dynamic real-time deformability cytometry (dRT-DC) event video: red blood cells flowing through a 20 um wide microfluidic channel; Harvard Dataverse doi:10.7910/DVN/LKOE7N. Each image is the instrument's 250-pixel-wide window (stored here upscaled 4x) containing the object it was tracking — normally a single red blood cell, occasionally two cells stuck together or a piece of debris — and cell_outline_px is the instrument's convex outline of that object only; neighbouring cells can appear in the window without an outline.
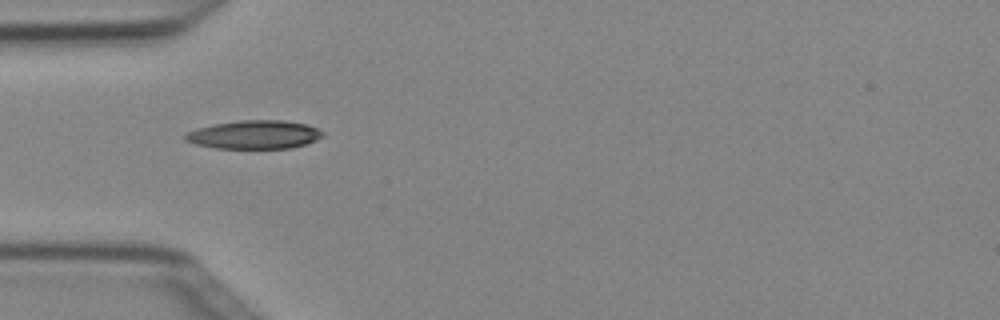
{"species": "Egyptian fruit bat (a non-hibernating species)", "species_latin": "Rousettus aegyptiacus", "temperature_condition": "cold", "stored_images_in_passage": 6, "camera_frame_rate_fps": 3000, "um_per_image_px": 0.085, "animal": {"sex": "female"}, "frame": {"image": 1, "passage_image": 4, "time_ms": 1.0, "image_size_px": [1000, 320], "cell_outline_px": [[324, 136], [316, 140], [292, 148], [216, 148], [196, 144], [184, 140], [184, 136], [188, 132], [196, 128], [216, 124], [240, 120], [284, 120], [308, 124], [324, 132]], "centroid_in_image_um": [21.64, 11.44], "position_along_channel_um": 63.4, "area_um2": 22.77}}
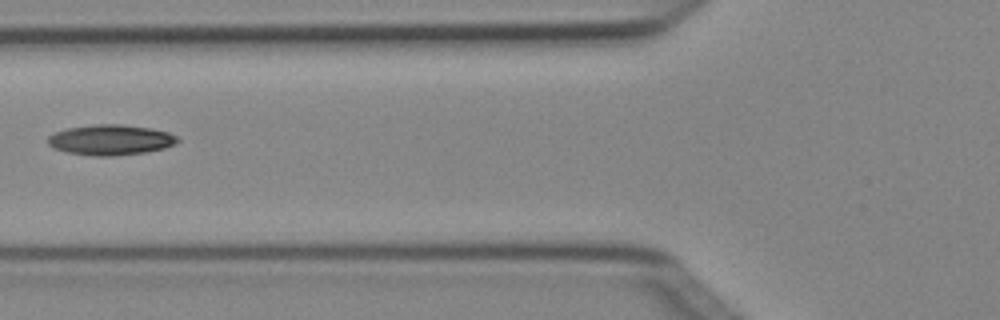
{"frame": {"image": 2, "passage_image": 5, "time_ms": 1.333, "image_size_px": [1000, 320], "cell_outline_px": [[180, 140], [176, 144], [164, 148], [144, 152], [116, 156], [92, 156], [68, 152], [52, 148], [48, 144], [48, 136], [56, 132], [68, 128], [96, 124], [124, 124], [152, 128], [168, 132], [176, 136]], "centroid_in_image_um": [9.42, 11.89], "position_along_channel_um": 116.4, "area_um2": 23.06}}
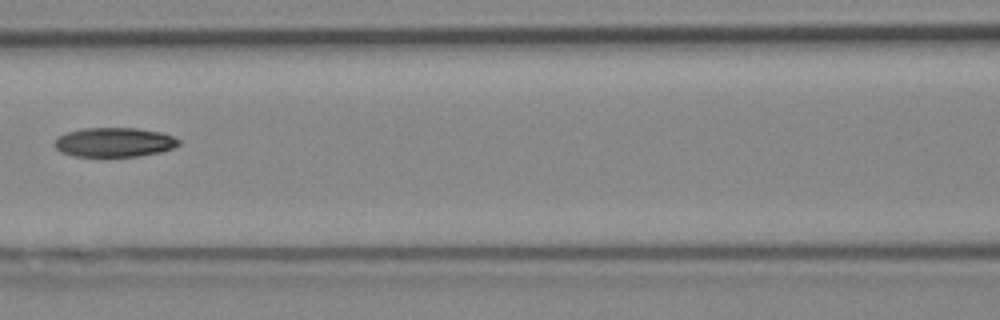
{"frame": {"image": 3, "passage_image": 6, "time_ms": 1.667, "image_size_px": [1000, 320], "cell_outline_px": [[180, 144], [172, 148], [160, 152], [140, 156], [72, 156], [60, 152], [56, 148], [56, 136], [64, 132], [80, 128], [136, 128], [160, 132], [172, 136], [180, 140]], "centroid_in_image_um": [9.68, 12.08], "position_along_channel_um": 156.9, "area_um2": 21.33}}